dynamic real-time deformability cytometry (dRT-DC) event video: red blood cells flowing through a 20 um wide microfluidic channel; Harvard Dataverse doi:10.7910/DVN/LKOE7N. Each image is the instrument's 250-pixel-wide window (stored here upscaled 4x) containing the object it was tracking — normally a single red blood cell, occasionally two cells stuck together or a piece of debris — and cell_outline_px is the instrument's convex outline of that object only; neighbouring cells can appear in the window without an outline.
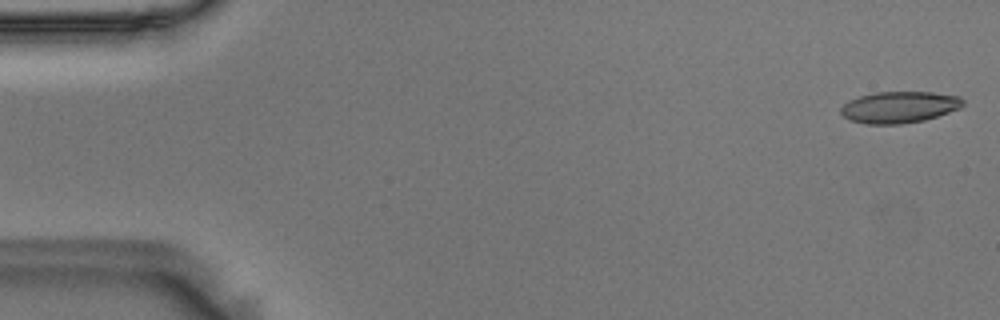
{"species": "Egyptian fruit bat (a non-hibernating species)", "species_latin": "Rousettus aegyptiacus", "temperature_condition": "room temperature", "stored_images_in_passage": 55, "camera_frame_rate_fps": 3000, "um_per_image_px": 0.085, "animal": {"sex": "male"}, "frame": {"image": 1, "passage_image": 1, "time_ms": 0.0, "image_size_px": [1000, 320], "cell_outline_px": [[964, 104], [960, 108], [924, 120], [900, 124], [864, 124], [852, 120], [844, 116], [840, 112], [840, 108], [848, 100], [860, 96], [876, 92], [932, 92], [960, 96], [964, 100]], "centroid_in_image_um": [76.44, 9.1], "position_along_channel_um": 8.6, "area_um2": 22.37}}
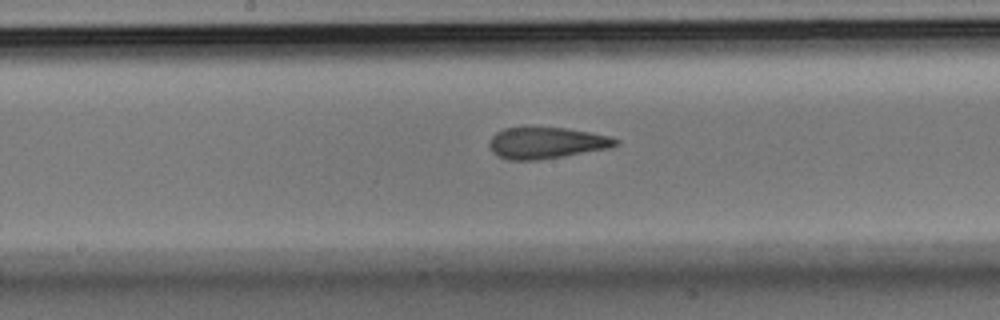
{"frame": {"image": 2, "passage_image": 28, "time_ms": 9.0, "image_size_px": [1000, 320], "cell_outline_px": [[620, 144], [612, 148], [564, 156], [536, 160], [508, 160], [492, 152], [488, 144], [492, 136], [496, 132], [504, 128], [520, 124], [524, 124], [564, 128], [588, 132], [608, 136], [620, 140]], "centroid_in_image_um": [46.41, 12.1], "position_along_channel_um": 201.8, "area_um2": 23.93}}
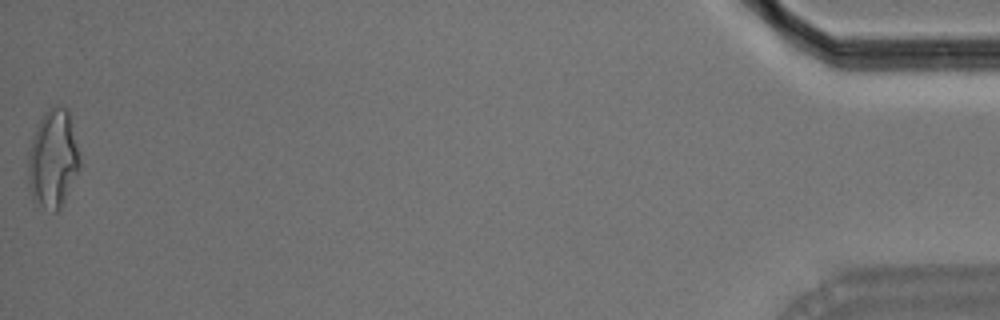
{"frame": {"image": 3, "passage_image": 55, "time_ms": 18.0, "image_size_px": [1000, 320], "cell_outline_px": [[80, 168], [60, 208], [56, 212], [52, 212], [44, 208], [32, 200], [28, 192], [28, 152], [36, 128], [44, 112], [48, 108], [56, 104], [68, 108], [80, 152]], "centroid_in_image_um": [4.5, 13.5], "position_along_channel_um": 430.7, "area_um2": 30.06}, "authors_computed_cell_mechanics": {"area_um2": 23.6402, "velocity_mm_per_s": 3.6217, "shape_relaxation_time_tau1_ms": null, "shape_relaxation_time_tau2_ms": 1.9984, "deformation_change_tau1": null, "deformation_change_tau2": 0.1111}}